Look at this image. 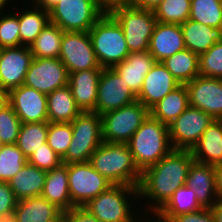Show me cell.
Segmentation results:
<instances>
[{
	"label": "cell",
	"mask_w": 222,
	"mask_h": 222,
	"mask_svg": "<svg viewBox=\"0 0 222 222\" xmlns=\"http://www.w3.org/2000/svg\"><path fill=\"white\" fill-rule=\"evenodd\" d=\"M194 161L190 150L173 149L158 163L142 172L138 198H149V201H153L149 202L148 207L145 206L144 212L159 211L173 193L186 184L189 168Z\"/></svg>",
	"instance_id": "obj_1"
},
{
	"label": "cell",
	"mask_w": 222,
	"mask_h": 222,
	"mask_svg": "<svg viewBox=\"0 0 222 222\" xmlns=\"http://www.w3.org/2000/svg\"><path fill=\"white\" fill-rule=\"evenodd\" d=\"M93 168L113 185H129L138 188L142 172L136 166L127 144H102L92 153Z\"/></svg>",
	"instance_id": "obj_2"
},
{
	"label": "cell",
	"mask_w": 222,
	"mask_h": 222,
	"mask_svg": "<svg viewBox=\"0 0 222 222\" xmlns=\"http://www.w3.org/2000/svg\"><path fill=\"white\" fill-rule=\"evenodd\" d=\"M134 162L141 172L158 163L172 150L169 126L150 114L127 143Z\"/></svg>",
	"instance_id": "obj_3"
},
{
	"label": "cell",
	"mask_w": 222,
	"mask_h": 222,
	"mask_svg": "<svg viewBox=\"0 0 222 222\" xmlns=\"http://www.w3.org/2000/svg\"><path fill=\"white\" fill-rule=\"evenodd\" d=\"M88 33L101 68H113L130 54L120 24L109 13H104Z\"/></svg>",
	"instance_id": "obj_4"
},
{
	"label": "cell",
	"mask_w": 222,
	"mask_h": 222,
	"mask_svg": "<svg viewBox=\"0 0 222 222\" xmlns=\"http://www.w3.org/2000/svg\"><path fill=\"white\" fill-rule=\"evenodd\" d=\"M133 197H137L134 199L137 201L138 188L129 185H111L83 207L100 222H133L134 213L137 211L134 205L131 207L133 201L130 200Z\"/></svg>",
	"instance_id": "obj_5"
},
{
	"label": "cell",
	"mask_w": 222,
	"mask_h": 222,
	"mask_svg": "<svg viewBox=\"0 0 222 222\" xmlns=\"http://www.w3.org/2000/svg\"><path fill=\"white\" fill-rule=\"evenodd\" d=\"M72 141L62 163L89 162L92 153L102 144L101 116L96 112H81L72 122Z\"/></svg>",
	"instance_id": "obj_6"
},
{
	"label": "cell",
	"mask_w": 222,
	"mask_h": 222,
	"mask_svg": "<svg viewBox=\"0 0 222 222\" xmlns=\"http://www.w3.org/2000/svg\"><path fill=\"white\" fill-rule=\"evenodd\" d=\"M109 14L120 24L130 53L148 51L157 22L153 10L131 5L116 8Z\"/></svg>",
	"instance_id": "obj_7"
},
{
	"label": "cell",
	"mask_w": 222,
	"mask_h": 222,
	"mask_svg": "<svg viewBox=\"0 0 222 222\" xmlns=\"http://www.w3.org/2000/svg\"><path fill=\"white\" fill-rule=\"evenodd\" d=\"M149 114L144 105L135 101L100 115L102 140L108 143L127 144Z\"/></svg>",
	"instance_id": "obj_8"
},
{
	"label": "cell",
	"mask_w": 222,
	"mask_h": 222,
	"mask_svg": "<svg viewBox=\"0 0 222 222\" xmlns=\"http://www.w3.org/2000/svg\"><path fill=\"white\" fill-rule=\"evenodd\" d=\"M103 14L97 0H60L49 18L63 31L88 32Z\"/></svg>",
	"instance_id": "obj_9"
},
{
	"label": "cell",
	"mask_w": 222,
	"mask_h": 222,
	"mask_svg": "<svg viewBox=\"0 0 222 222\" xmlns=\"http://www.w3.org/2000/svg\"><path fill=\"white\" fill-rule=\"evenodd\" d=\"M69 194L73 207H83L113 185L90 162L68 164Z\"/></svg>",
	"instance_id": "obj_10"
},
{
	"label": "cell",
	"mask_w": 222,
	"mask_h": 222,
	"mask_svg": "<svg viewBox=\"0 0 222 222\" xmlns=\"http://www.w3.org/2000/svg\"><path fill=\"white\" fill-rule=\"evenodd\" d=\"M59 59L68 74L88 69H103L99 65L88 32L64 31Z\"/></svg>",
	"instance_id": "obj_11"
},
{
	"label": "cell",
	"mask_w": 222,
	"mask_h": 222,
	"mask_svg": "<svg viewBox=\"0 0 222 222\" xmlns=\"http://www.w3.org/2000/svg\"><path fill=\"white\" fill-rule=\"evenodd\" d=\"M213 120L209 114L189 106L169 126L173 149L191 150Z\"/></svg>",
	"instance_id": "obj_12"
},
{
	"label": "cell",
	"mask_w": 222,
	"mask_h": 222,
	"mask_svg": "<svg viewBox=\"0 0 222 222\" xmlns=\"http://www.w3.org/2000/svg\"><path fill=\"white\" fill-rule=\"evenodd\" d=\"M68 79V71L59 58H33L24 85L48 95L67 86Z\"/></svg>",
	"instance_id": "obj_13"
},
{
	"label": "cell",
	"mask_w": 222,
	"mask_h": 222,
	"mask_svg": "<svg viewBox=\"0 0 222 222\" xmlns=\"http://www.w3.org/2000/svg\"><path fill=\"white\" fill-rule=\"evenodd\" d=\"M137 101V96L113 68H103L98 82L96 113L117 110Z\"/></svg>",
	"instance_id": "obj_14"
},
{
	"label": "cell",
	"mask_w": 222,
	"mask_h": 222,
	"mask_svg": "<svg viewBox=\"0 0 222 222\" xmlns=\"http://www.w3.org/2000/svg\"><path fill=\"white\" fill-rule=\"evenodd\" d=\"M185 85L189 106L202 110L213 119H222V79L197 76Z\"/></svg>",
	"instance_id": "obj_15"
},
{
	"label": "cell",
	"mask_w": 222,
	"mask_h": 222,
	"mask_svg": "<svg viewBox=\"0 0 222 222\" xmlns=\"http://www.w3.org/2000/svg\"><path fill=\"white\" fill-rule=\"evenodd\" d=\"M9 105L22 123L48 122L47 95L24 84L9 91Z\"/></svg>",
	"instance_id": "obj_16"
},
{
	"label": "cell",
	"mask_w": 222,
	"mask_h": 222,
	"mask_svg": "<svg viewBox=\"0 0 222 222\" xmlns=\"http://www.w3.org/2000/svg\"><path fill=\"white\" fill-rule=\"evenodd\" d=\"M32 60L28 46L3 48L0 55V86L10 91L23 85Z\"/></svg>",
	"instance_id": "obj_17"
},
{
	"label": "cell",
	"mask_w": 222,
	"mask_h": 222,
	"mask_svg": "<svg viewBox=\"0 0 222 222\" xmlns=\"http://www.w3.org/2000/svg\"><path fill=\"white\" fill-rule=\"evenodd\" d=\"M180 85L161 62H156L144 77L137 101L150 110Z\"/></svg>",
	"instance_id": "obj_18"
},
{
	"label": "cell",
	"mask_w": 222,
	"mask_h": 222,
	"mask_svg": "<svg viewBox=\"0 0 222 222\" xmlns=\"http://www.w3.org/2000/svg\"><path fill=\"white\" fill-rule=\"evenodd\" d=\"M102 69L81 70L69 73L70 87L76 105L82 112H96L98 82Z\"/></svg>",
	"instance_id": "obj_19"
},
{
	"label": "cell",
	"mask_w": 222,
	"mask_h": 222,
	"mask_svg": "<svg viewBox=\"0 0 222 222\" xmlns=\"http://www.w3.org/2000/svg\"><path fill=\"white\" fill-rule=\"evenodd\" d=\"M185 44L180 24L156 22L153 34L149 41V53L156 62L184 50Z\"/></svg>",
	"instance_id": "obj_20"
},
{
	"label": "cell",
	"mask_w": 222,
	"mask_h": 222,
	"mask_svg": "<svg viewBox=\"0 0 222 222\" xmlns=\"http://www.w3.org/2000/svg\"><path fill=\"white\" fill-rule=\"evenodd\" d=\"M185 185L193 189L203 208H211L218 200L214 165L194 161L189 168Z\"/></svg>",
	"instance_id": "obj_21"
},
{
	"label": "cell",
	"mask_w": 222,
	"mask_h": 222,
	"mask_svg": "<svg viewBox=\"0 0 222 222\" xmlns=\"http://www.w3.org/2000/svg\"><path fill=\"white\" fill-rule=\"evenodd\" d=\"M156 63L149 51L132 52L113 69L137 96L142 88L144 77Z\"/></svg>",
	"instance_id": "obj_22"
},
{
	"label": "cell",
	"mask_w": 222,
	"mask_h": 222,
	"mask_svg": "<svg viewBox=\"0 0 222 222\" xmlns=\"http://www.w3.org/2000/svg\"><path fill=\"white\" fill-rule=\"evenodd\" d=\"M13 217L17 222H60L63 211L40 195L19 200Z\"/></svg>",
	"instance_id": "obj_23"
},
{
	"label": "cell",
	"mask_w": 222,
	"mask_h": 222,
	"mask_svg": "<svg viewBox=\"0 0 222 222\" xmlns=\"http://www.w3.org/2000/svg\"><path fill=\"white\" fill-rule=\"evenodd\" d=\"M190 151L198 163H222V119H214Z\"/></svg>",
	"instance_id": "obj_24"
},
{
	"label": "cell",
	"mask_w": 222,
	"mask_h": 222,
	"mask_svg": "<svg viewBox=\"0 0 222 222\" xmlns=\"http://www.w3.org/2000/svg\"><path fill=\"white\" fill-rule=\"evenodd\" d=\"M185 48L198 56L208 51L215 43L222 41V28H212L188 19L180 24Z\"/></svg>",
	"instance_id": "obj_25"
},
{
	"label": "cell",
	"mask_w": 222,
	"mask_h": 222,
	"mask_svg": "<svg viewBox=\"0 0 222 222\" xmlns=\"http://www.w3.org/2000/svg\"><path fill=\"white\" fill-rule=\"evenodd\" d=\"M41 196L63 212L73 208L69 194L68 164L61 163L58 167L46 171V181Z\"/></svg>",
	"instance_id": "obj_26"
},
{
	"label": "cell",
	"mask_w": 222,
	"mask_h": 222,
	"mask_svg": "<svg viewBox=\"0 0 222 222\" xmlns=\"http://www.w3.org/2000/svg\"><path fill=\"white\" fill-rule=\"evenodd\" d=\"M45 181L46 171L26 162L21 170L9 180L8 184L19 201L40 196Z\"/></svg>",
	"instance_id": "obj_27"
},
{
	"label": "cell",
	"mask_w": 222,
	"mask_h": 222,
	"mask_svg": "<svg viewBox=\"0 0 222 222\" xmlns=\"http://www.w3.org/2000/svg\"><path fill=\"white\" fill-rule=\"evenodd\" d=\"M47 112L48 122L71 123L82 111L67 85L47 95Z\"/></svg>",
	"instance_id": "obj_28"
},
{
	"label": "cell",
	"mask_w": 222,
	"mask_h": 222,
	"mask_svg": "<svg viewBox=\"0 0 222 222\" xmlns=\"http://www.w3.org/2000/svg\"><path fill=\"white\" fill-rule=\"evenodd\" d=\"M188 107L187 87L185 84H181L154 105L149 113L161 123L170 126Z\"/></svg>",
	"instance_id": "obj_29"
},
{
	"label": "cell",
	"mask_w": 222,
	"mask_h": 222,
	"mask_svg": "<svg viewBox=\"0 0 222 222\" xmlns=\"http://www.w3.org/2000/svg\"><path fill=\"white\" fill-rule=\"evenodd\" d=\"M161 63L180 84H186L199 76V56L186 48Z\"/></svg>",
	"instance_id": "obj_30"
},
{
	"label": "cell",
	"mask_w": 222,
	"mask_h": 222,
	"mask_svg": "<svg viewBox=\"0 0 222 222\" xmlns=\"http://www.w3.org/2000/svg\"><path fill=\"white\" fill-rule=\"evenodd\" d=\"M20 46H30L41 31L49 24V12L33 3L32 9L18 11Z\"/></svg>",
	"instance_id": "obj_31"
},
{
	"label": "cell",
	"mask_w": 222,
	"mask_h": 222,
	"mask_svg": "<svg viewBox=\"0 0 222 222\" xmlns=\"http://www.w3.org/2000/svg\"><path fill=\"white\" fill-rule=\"evenodd\" d=\"M64 31L51 22L29 46L33 58H59Z\"/></svg>",
	"instance_id": "obj_32"
},
{
	"label": "cell",
	"mask_w": 222,
	"mask_h": 222,
	"mask_svg": "<svg viewBox=\"0 0 222 222\" xmlns=\"http://www.w3.org/2000/svg\"><path fill=\"white\" fill-rule=\"evenodd\" d=\"M48 122L22 123L16 145L28 158L47 142Z\"/></svg>",
	"instance_id": "obj_33"
},
{
	"label": "cell",
	"mask_w": 222,
	"mask_h": 222,
	"mask_svg": "<svg viewBox=\"0 0 222 222\" xmlns=\"http://www.w3.org/2000/svg\"><path fill=\"white\" fill-rule=\"evenodd\" d=\"M203 208L197 200L196 194L187 185L178 188L167 203L158 211L165 217L191 213Z\"/></svg>",
	"instance_id": "obj_34"
},
{
	"label": "cell",
	"mask_w": 222,
	"mask_h": 222,
	"mask_svg": "<svg viewBox=\"0 0 222 222\" xmlns=\"http://www.w3.org/2000/svg\"><path fill=\"white\" fill-rule=\"evenodd\" d=\"M189 19L212 28H222L221 0H191Z\"/></svg>",
	"instance_id": "obj_35"
},
{
	"label": "cell",
	"mask_w": 222,
	"mask_h": 222,
	"mask_svg": "<svg viewBox=\"0 0 222 222\" xmlns=\"http://www.w3.org/2000/svg\"><path fill=\"white\" fill-rule=\"evenodd\" d=\"M191 0H163L153 13L161 23L182 24L189 19Z\"/></svg>",
	"instance_id": "obj_36"
},
{
	"label": "cell",
	"mask_w": 222,
	"mask_h": 222,
	"mask_svg": "<svg viewBox=\"0 0 222 222\" xmlns=\"http://www.w3.org/2000/svg\"><path fill=\"white\" fill-rule=\"evenodd\" d=\"M26 162L27 158L16 144H4L0 150V181L9 182Z\"/></svg>",
	"instance_id": "obj_37"
},
{
	"label": "cell",
	"mask_w": 222,
	"mask_h": 222,
	"mask_svg": "<svg viewBox=\"0 0 222 222\" xmlns=\"http://www.w3.org/2000/svg\"><path fill=\"white\" fill-rule=\"evenodd\" d=\"M72 137L71 123L48 122V145L61 158L66 154L72 141Z\"/></svg>",
	"instance_id": "obj_38"
},
{
	"label": "cell",
	"mask_w": 222,
	"mask_h": 222,
	"mask_svg": "<svg viewBox=\"0 0 222 222\" xmlns=\"http://www.w3.org/2000/svg\"><path fill=\"white\" fill-rule=\"evenodd\" d=\"M199 76L222 79V41L199 55Z\"/></svg>",
	"instance_id": "obj_39"
},
{
	"label": "cell",
	"mask_w": 222,
	"mask_h": 222,
	"mask_svg": "<svg viewBox=\"0 0 222 222\" xmlns=\"http://www.w3.org/2000/svg\"><path fill=\"white\" fill-rule=\"evenodd\" d=\"M0 14V47L10 48L20 46V26L18 13Z\"/></svg>",
	"instance_id": "obj_40"
},
{
	"label": "cell",
	"mask_w": 222,
	"mask_h": 222,
	"mask_svg": "<svg viewBox=\"0 0 222 222\" xmlns=\"http://www.w3.org/2000/svg\"><path fill=\"white\" fill-rule=\"evenodd\" d=\"M22 122L10 105L0 110V140L3 144H16Z\"/></svg>",
	"instance_id": "obj_41"
},
{
	"label": "cell",
	"mask_w": 222,
	"mask_h": 222,
	"mask_svg": "<svg viewBox=\"0 0 222 222\" xmlns=\"http://www.w3.org/2000/svg\"><path fill=\"white\" fill-rule=\"evenodd\" d=\"M27 162L37 168L49 171L58 167L61 163V157L54 152L48 145V142L43 144V147L33 152L28 158Z\"/></svg>",
	"instance_id": "obj_42"
},
{
	"label": "cell",
	"mask_w": 222,
	"mask_h": 222,
	"mask_svg": "<svg viewBox=\"0 0 222 222\" xmlns=\"http://www.w3.org/2000/svg\"><path fill=\"white\" fill-rule=\"evenodd\" d=\"M17 202L8 182L0 181V219L13 216Z\"/></svg>",
	"instance_id": "obj_43"
},
{
	"label": "cell",
	"mask_w": 222,
	"mask_h": 222,
	"mask_svg": "<svg viewBox=\"0 0 222 222\" xmlns=\"http://www.w3.org/2000/svg\"><path fill=\"white\" fill-rule=\"evenodd\" d=\"M166 218H169L172 222H216L211 208H201L195 212Z\"/></svg>",
	"instance_id": "obj_44"
},
{
	"label": "cell",
	"mask_w": 222,
	"mask_h": 222,
	"mask_svg": "<svg viewBox=\"0 0 222 222\" xmlns=\"http://www.w3.org/2000/svg\"><path fill=\"white\" fill-rule=\"evenodd\" d=\"M63 220L65 222H100L84 207H73L70 210L63 212Z\"/></svg>",
	"instance_id": "obj_45"
},
{
	"label": "cell",
	"mask_w": 222,
	"mask_h": 222,
	"mask_svg": "<svg viewBox=\"0 0 222 222\" xmlns=\"http://www.w3.org/2000/svg\"><path fill=\"white\" fill-rule=\"evenodd\" d=\"M97 2L99 8L104 13H110L116 8L131 6L133 4V0H97Z\"/></svg>",
	"instance_id": "obj_46"
},
{
	"label": "cell",
	"mask_w": 222,
	"mask_h": 222,
	"mask_svg": "<svg viewBox=\"0 0 222 222\" xmlns=\"http://www.w3.org/2000/svg\"><path fill=\"white\" fill-rule=\"evenodd\" d=\"M163 0H133V6L154 10Z\"/></svg>",
	"instance_id": "obj_47"
},
{
	"label": "cell",
	"mask_w": 222,
	"mask_h": 222,
	"mask_svg": "<svg viewBox=\"0 0 222 222\" xmlns=\"http://www.w3.org/2000/svg\"><path fill=\"white\" fill-rule=\"evenodd\" d=\"M216 179V194L218 198H222V163L214 165Z\"/></svg>",
	"instance_id": "obj_48"
},
{
	"label": "cell",
	"mask_w": 222,
	"mask_h": 222,
	"mask_svg": "<svg viewBox=\"0 0 222 222\" xmlns=\"http://www.w3.org/2000/svg\"><path fill=\"white\" fill-rule=\"evenodd\" d=\"M155 215V216H151L152 218H151V220L150 219H148V220H144V219H146V217H137L136 218V216L137 215H135V217H134V219H133V222H172L169 218H166L165 216H163V215H161L158 211L156 212H153L152 213V211L150 212V215ZM156 216H157V218H156ZM155 217V218H154ZM140 219H143V220H140ZM140 220V221H139ZM150 220V221H149Z\"/></svg>",
	"instance_id": "obj_49"
},
{
	"label": "cell",
	"mask_w": 222,
	"mask_h": 222,
	"mask_svg": "<svg viewBox=\"0 0 222 222\" xmlns=\"http://www.w3.org/2000/svg\"><path fill=\"white\" fill-rule=\"evenodd\" d=\"M60 0H33L35 6L42 8L45 11H50Z\"/></svg>",
	"instance_id": "obj_50"
},
{
	"label": "cell",
	"mask_w": 222,
	"mask_h": 222,
	"mask_svg": "<svg viewBox=\"0 0 222 222\" xmlns=\"http://www.w3.org/2000/svg\"><path fill=\"white\" fill-rule=\"evenodd\" d=\"M211 210L214 214L216 222H222V198H218V200L211 207Z\"/></svg>",
	"instance_id": "obj_51"
},
{
	"label": "cell",
	"mask_w": 222,
	"mask_h": 222,
	"mask_svg": "<svg viewBox=\"0 0 222 222\" xmlns=\"http://www.w3.org/2000/svg\"><path fill=\"white\" fill-rule=\"evenodd\" d=\"M9 105V91L0 86V110Z\"/></svg>",
	"instance_id": "obj_52"
},
{
	"label": "cell",
	"mask_w": 222,
	"mask_h": 222,
	"mask_svg": "<svg viewBox=\"0 0 222 222\" xmlns=\"http://www.w3.org/2000/svg\"><path fill=\"white\" fill-rule=\"evenodd\" d=\"M7 2H9V0H0V14L2 13V11L6 10V9H4V7H6V5H8Z\"/></svg>",
	"instance_id": "obj_53"
},
{
	"label": "cell",
	"mask_w": 222,
	"mask_h": 222,
	"mask_svg": "<svg viewBox=\"0 0 222 222\" xmlns=\"http://www.w3.org/2000/svg\"><path fill=\"white\" fill-rule=\"evenodd\" d=\"M1 222H17V221L13 216H11V217L1 219Z\"/></svg>",
	"instance_id": "obj_54"
},
{
	"label": "cell",
	"mask_w": 222,
	"mask_h": 222,
	"mask_svg": "<svg viewBox=\"0 0 222 222\" xmlns=\"http://www.w3.org/2000/svg\"><path fill=\"white\" fill-rule=\"evenodd\" d=\"M3 146H4V144L0 140V150L2 149Z\"/></svg>",
	"instance_id": "obj_55"
}]
</instances>
